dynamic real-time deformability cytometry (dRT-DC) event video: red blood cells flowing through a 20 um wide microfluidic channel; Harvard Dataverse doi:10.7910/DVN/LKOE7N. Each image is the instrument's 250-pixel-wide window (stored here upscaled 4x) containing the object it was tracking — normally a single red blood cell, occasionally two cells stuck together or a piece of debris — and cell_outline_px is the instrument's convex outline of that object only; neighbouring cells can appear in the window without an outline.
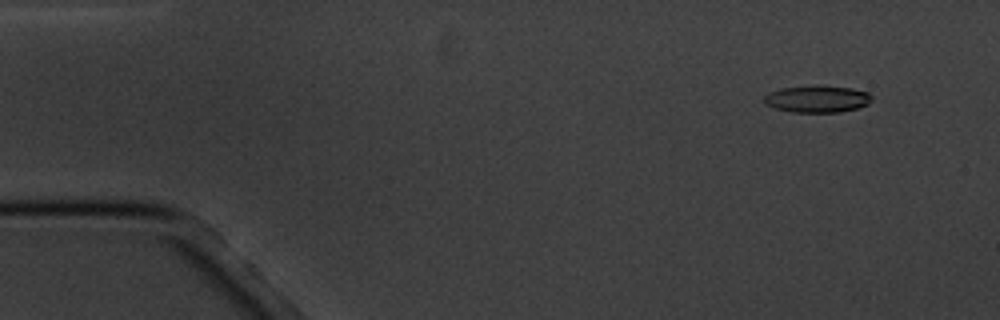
{"species": "common noctule bat (a hibernating species)", "species_latin": "Nyctalus noctula", "temperature_condition": "cold", "stored_images_in_passage": 4, "camera_frame_rate_fps": 3000, "um_per_image_px": 0.085, "animal": {"sex": "male", "body_mass_g": 20.1, "forearm_length_mm": 53.5}, "frame": {"image": 1, "passage_image": 1, "time_ms": 0.0, "image_size_px": [1000, 320], "cell_outline_px": [[872, 100], [868, 104], [856, 108], [840, 112], [792, 112], [776, 108], [764, 104], [764, 96], [768, 92], [780, 88], [820, 84], [852, 88], [868, 92], [872, 96]], "centroid_in_image_um": [69.46, 8.39], "position_along_channel_um": 15.5, "area_um2": 17.22}}
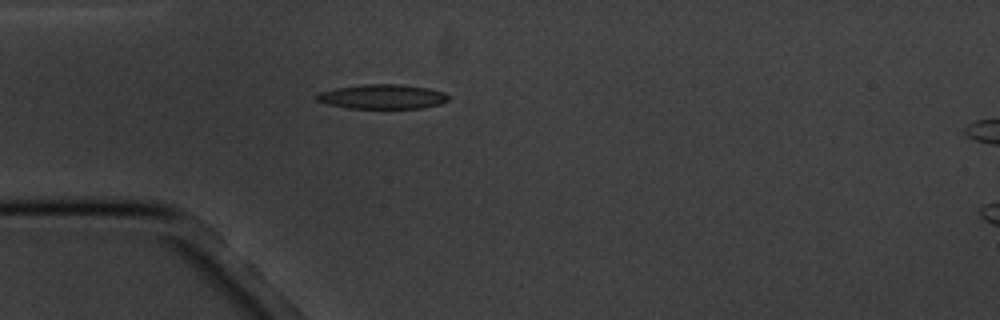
{"frame": {"image": 2, "passage_image": 4, "time_ms": 3.667, "image_size_px": [1000, 320], "cell_outline_px": [[448, 100], [440, 104], [420, 108], [348, 108], [328, 104], [316, 100], [316, 92], [336, 88], [364, 84], [400, 84], [428, 88], [444, 92], [448, 96]], "centroid_in_image_um": [32.48, 8.21], "position_along_channel_um": 52.5, "area_um2": 18.79}}